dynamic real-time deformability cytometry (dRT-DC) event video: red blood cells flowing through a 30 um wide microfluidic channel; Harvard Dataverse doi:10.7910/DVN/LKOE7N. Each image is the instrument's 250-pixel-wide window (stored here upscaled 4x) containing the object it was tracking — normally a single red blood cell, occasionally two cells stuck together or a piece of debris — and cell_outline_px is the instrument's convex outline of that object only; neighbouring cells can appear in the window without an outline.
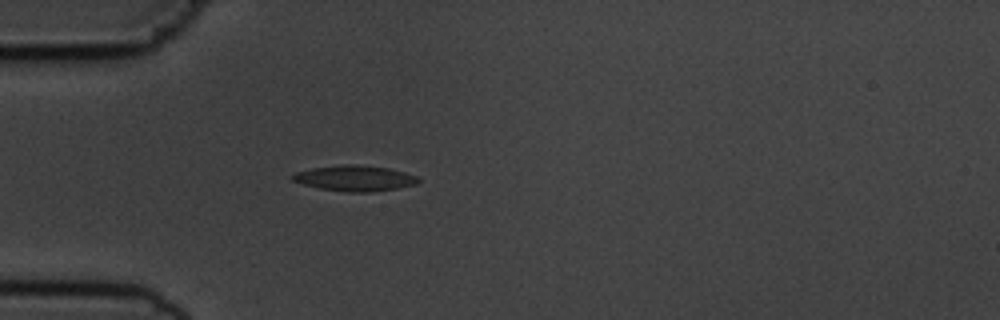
{"species": "common noctule bat (a hibernating species)", "species_latin": "Nyctalus noctula", "temperature_condition": "cold", "stored_images_in_passage": 4, "camera_frame_rate_fps": 3000, "um_per_image_px": 0.085, "animal": {"sex": "male", "body_mass_g": 19.5, "forearm_length_mm": 54.6}, "frame": {"image": 1, "passage_image": 4, "time_ms": 3.333, "image_size_px": [1000, 320], "cell_outline_px": [[420, 180], [416, 184], [396, 188], [372, 192], [348, 192], [320, 188], [304, 184], [292, 180], [292, 176], [296, 172], [312, 168], [344, 164], [356, 164], [388, 168], [404, 172], [416, 176]], "centroid_in_image_um": [30.16, 15.14], "position_along_channel_um": 54.8, "area_um2": 18.55}}